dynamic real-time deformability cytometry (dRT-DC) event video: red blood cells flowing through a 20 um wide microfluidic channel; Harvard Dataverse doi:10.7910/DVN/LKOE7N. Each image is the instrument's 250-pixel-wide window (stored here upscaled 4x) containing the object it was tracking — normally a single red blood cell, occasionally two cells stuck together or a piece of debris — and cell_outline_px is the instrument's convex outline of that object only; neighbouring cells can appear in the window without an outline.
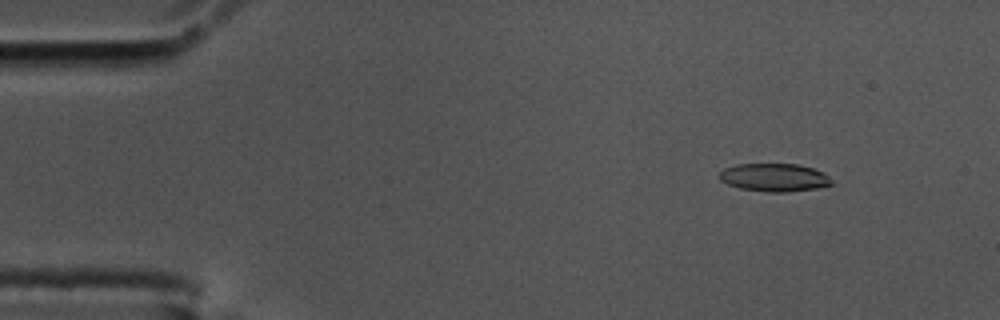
{"species": "common noctule bat (a hibernating species)", "species_latin": "Nyctalus noctula", "temperature_condition": "cold", "stored_images_in_passage": 24, "camera_frame_rate_fps": 3000, "um_per_image_px": 0.085, "animal": {"sex": "male", "body_mass_g": 17.5, "forearm_length_mm": 52.3}, "frame": {"image": 1, "passage_image": 7, "time_ms": 2.0, "image_size_px": [1000, 320], "cell_outline_px": [[832, 184], [816, 188], [788, 192], [768, 192], [740, 188], [728, 184], [720, 180], [720, 172], [724, 168], [736, 164], [796, 164], [812, 168], [824, 172], [828, 176]], "centroid_in_image_um": [65.8, 15.08], "position_along_channel_um": 19.2, "area_um2": 18.21}}
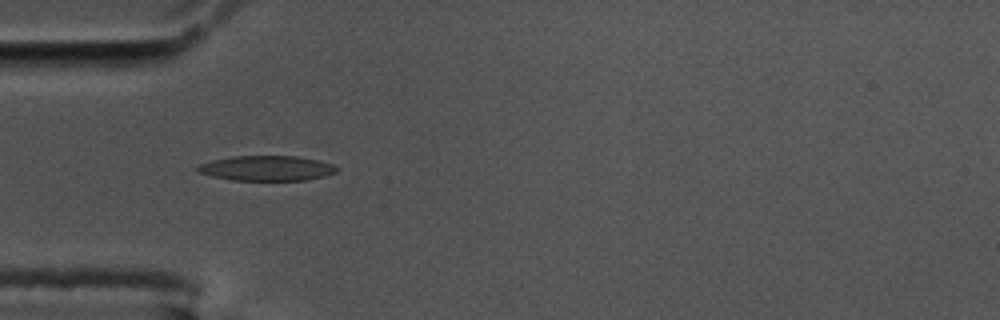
{"frame": {"image": 2, "passage_image": 18, "time_ms": 5.667, "image_size_px": [1000, 320], "cell_outline_px": [[340, 168], [336, 172], [324, 176], [304, 180], [232, 180], [212, 176], [200, 172], [196, 168], [200, 164], [212, 160], [232, 156], [296, 156], [320, 160], [332, 164]], "centroid_in_image_um": [22.7, 14.29], "position_along_channel_um": 62.3, "area_um2": 20.23}}
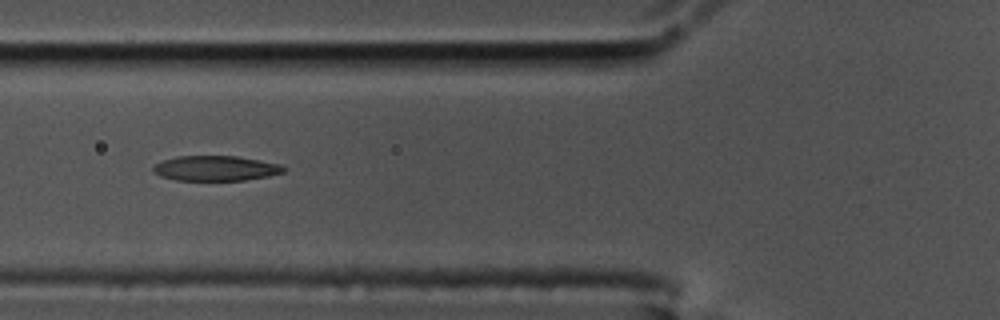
{"frame": {"image": 3, "passage_image": 22, "time_ms": 7.0, "image_size_px": [1000, 320], "cell_outline_px": [[288, 168], [284, 172], [268, 176], [244, 180], [176, 180], [160, 176], [152, 168], [160, 160], [176, 156], [236, 156], [260, 160], [280, 164]], "centroid_in_image_um": [18.34, 14.3], "position_along_channel_um": 107.5, "area_um2": 19.07}}